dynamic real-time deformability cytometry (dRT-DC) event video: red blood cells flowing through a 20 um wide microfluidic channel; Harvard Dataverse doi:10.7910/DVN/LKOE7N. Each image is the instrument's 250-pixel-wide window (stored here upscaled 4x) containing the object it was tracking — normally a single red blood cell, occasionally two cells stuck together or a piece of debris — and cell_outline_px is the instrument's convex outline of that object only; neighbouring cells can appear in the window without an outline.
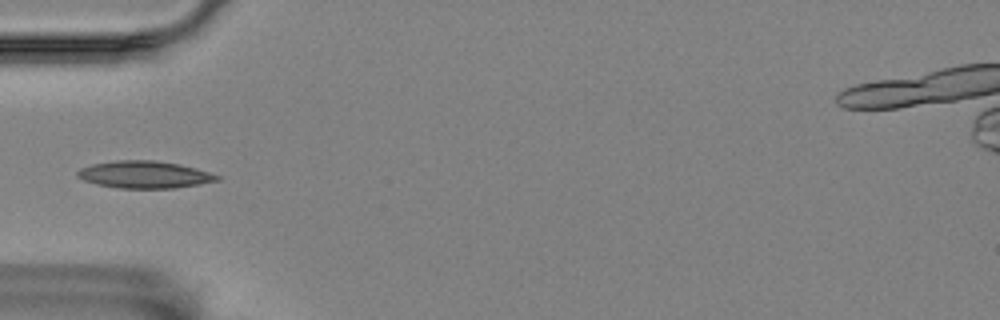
{"species": "Egyptian fruit bat (a non-hibernating species)", "species_latin": "Rousettus aegyptiacus", "temperature_condition": "room temperature", "stored_images_in_passage": 1, "camera_frame_rate_fps": 3000, "um_per_image_px": 0.085, "animal": {"sex": "female"}, "frame": {"image": 1, "passage_image": 1, "time_ms": 0.0, "image_size_px": [1000, 320], "cell_outline_px": [[220, 180], [200, 184], [176, 188], [116, 188], [96, 184], [84, 180], [76, 176], [76, 172], [80, 168], [92, 164], [116, 160], [156, 160], [180, 164], [196, 168], [220, 176]], "centroid_in_image_um": [12.27, 14.84], "position_along_channel_um": 72.7, "area_um2": 22.25}}